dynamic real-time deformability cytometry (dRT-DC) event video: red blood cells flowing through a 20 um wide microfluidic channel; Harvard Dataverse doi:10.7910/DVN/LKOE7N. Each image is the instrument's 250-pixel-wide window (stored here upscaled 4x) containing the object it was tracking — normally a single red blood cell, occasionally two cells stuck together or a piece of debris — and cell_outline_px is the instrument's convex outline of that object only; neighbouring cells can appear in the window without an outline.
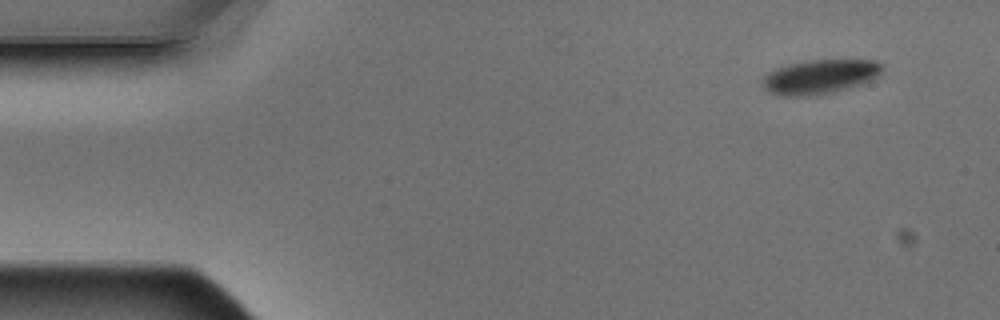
{"species": "Egyptian fruit bat (a non-hibernating species)", "species_latin": "Rousettus aegyptiacus", "temperature_condition": "warm", "stored_images_in_passage": 4, "camera_frame_rate_fps": 3000, "um_per_image_px": 0.085, "animal": {"sex": "male"}, "frame": {"image": 1, "passage_image": 1, "time_ms": 0.0, "image_size_px": [1000, 320], "cell_outline_px": [[884, 68], [880, 76], [860, 84], [832, 92], [808, 96], [784, 96], [768, 92], [764, 88], [764, 76], [768, 72], [776, 68], [788, 64], [808, 60], [876, 60]], "centroid_in_image_um": [69.7, 6.51], "position_along_channel_um": 15.3, "area_um2": 23.81}}
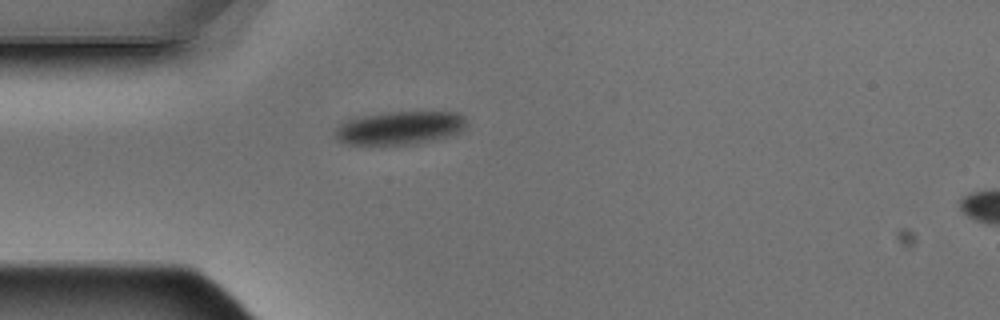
{"frame": {"image": 2, "passage_image": 4, "time_ms": 1.0, "image_size_px": [1000, 320], "cell_outline_px": [[468, 124], [460, 132], [448, 136], [416, 144], [344, 144], [336, 140], [332, 132], [344, 120], [356, 116], [388, 112], [456, 112], [464, 116]], "centroid_in_image_um": [33.92, 10.86], "position_along_channel_um": 51.1, "area_um2": 25.84}}